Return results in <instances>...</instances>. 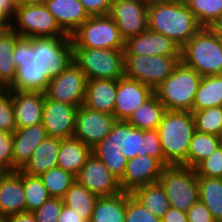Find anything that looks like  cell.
<instances>
[{
    "instance_id": "obj_43",
    "label": "cell",
    "mask_w": 222,
    "mask_h": 222,
    "mask_svg": "<svg viewBox=\"0 0 222 222\" xmlns=\"http://www.w3.org/2000/svg\"><path fill=\"white\" fill-rule=\"evenodd\" d=\"M63 205L62 198L50 197L38 209L33 211L36 222H58Z\"/></svg>"
},
{
    "instance_id": "obj_2",
    "label": "cell",
    "mask_w": 222,
    "mask_h": 222,
    "mask_svg": "<svg viewBox=\"0 0 222 222\" xmlns=\"http://www.w3.org/2000/svg\"><path fill=\"white\" fill-rule=\"evenodd\" d=\"M157 131L164 160L169 165L187 166V153L196 131L193 113L166 110Z\"/></svg>"
},
{
    "instance_id": "obj_7",
    "label": "cell",
    "mask_w": 222,
    "mask_h": 222,
    "mask_svg": "<svg viewBox=\"0 0 222 222\" xmlns=\"http://www.w3.org/2000/svg\"><path fill=\"white\" fill-rule=\"evenodd\" d=\"M170 206L187 212L199 201V187L195 168L184 165L165 166L159 178Z\"/></svg>"
},
{
    "instance_id": "obj_55",
    "label": "cell",
    "mask_w": 222,
    "mask_h": 222,
    "mask_svg": "<svg viewBox=\"0 0 222 222\" xmlns=\"http://www.w3.org/2000/svg\"><path fill=\"white\" fill-rule=\"evenodd\" d=\"M215 34H222V14L209 27Z\"/></svg>"
},
{
    "instance_id": "obj_51",
    "label": "cell",
    "mask_w": 222,
    "mask_h": 222,
    "mask_svg": "<svg viewBox=\"0 0 222 222\" xmlns=\"http://www.w3.org/2000/svg\"><path fill=\"white\" fill-rule=\"evenodd\" d=\"M58 222H88L82 218L75 210L63 205L62 211L59 215Z\"/></svg>"
},
{
    "instance_id": "obj_39",
    "label": "cell",
    "mask_w": 222,
    "mask_h": 222,
    "mask_svg": "<svg viewBox=\"0 0 222 222\" xmlns=\"http://www.w3.org/2000/svg\"><path fill=\"white\" fill-rule=\"evenodd\" d=\"M196 131L219 136L222 126V106L192 111Z\"/></svg>"
},
{
    "instance_id": "obj_24",
    "label": "cell",
    "mask_w": 222,
    "mask_h": 222,
    "mask_svg": "<svg viewBox=\"0 0 222 222\" xmlns=\"http://www.w3.org/2000/svg\"><path fill=\"white\" fill-rule=\"evenodd\" d=\"M116 92L117 80H87L84 106L94 111L113 115Z\"/></svg>"
},
{
    "instance_id": "obj_30",
    "label": "cell",
    "mask_w": 222,
    "mask_h": 222,
    "mask_svg": "<svg viewBox=\"0 0 222 222\" xmlns=\"http://www.w3.org/2000/svg\"><path fill=\"white\" fill-rule=\"evenodd\" d=\"M131 195L153 215L162 218L169 210L170 201L161 183L155 182L134 190Z\"/></svg>"
},
{
    "instance_id": "obj_16",
    "label": "cell",
    "mask_w": 222,
    "mask_h": 222,
    "mask_svg": "<svg viewBox=\"0 0 222 222\" xmlns=\"http://www.w3.org/2000/svg\"><path fill=\"white\" fill-rule=\"evenodd\" d=\"M78 107L51 100L45 95L42 124L47 135L61 139L74 135Z\"/></svg>"
},
{
    "instance_id": "obj_22",
    "label": "cell",
    "mask_w": 222,
    "mask_h": 222,
    "mask_svg": "<svg viewBox=\"0 0 222 222\" xmlns=\"http://www.w3.org/2000/svg\"><path fill=\"white\" fill-rule=\"evenodd\" d=\"M46 137L48 135L42 123L16 129L13 132L12 171L22 170Z\"/></svg>"
},
{
    "instance_id": "obj_53",
    "label": "cell",
    "mask_w": 222,
    "mask_h": 222,
    "mask_svg": "<svg viewBox=\"0 0 222 222\" xmlns=\"http://www.w3.org/2000/svg\"><path fill=\"white\" fill-rule=\"evenodd\" d=\"M17 0H0V10L4 11L11 19L14 16Z\"/></svg>"
},
{
    "instance_id": "obj_9",
    "label": "cell",
    "mask_w": 222,
    "mask_h": 222,
    "mask_svg": "<svg viewBox=\"0 0 222 222\" xmlns=\"http://www.w3.org/2000/svg\"><path fill=\"white\" fill-rule=\"evenodd\" d=\"M35 63L50 80L58 76L74 61L71 35L67 37H33Z\"/></svg>"
},
{
    "instance_id": "obj_14",
    "label": "cell",
    "mask_w": 222,
    "mask_h": 222,
    "mask_svg": "<svg viewBox=\"0 0 222 222\" xmlns=\"http://www.w3.org/2000/svg\"><path fill=\"white\" fill-rule=\"evenodd\" d=\"M115 122L114 115L81 105L77 110L73 137L92 149L111 132Z\"/></svg>"
},
{
    "instance_id": "obj_41",
    "label": "cell",
    "mask_w": 222,
    "mask_h": 222,
    "mask_svg": "<svg viewBox=\"0 0 222 222\" xmlns=\"http://www.w3.org/2000/svg\"><path fill=\"white\" fill-rule=\"evenodd\" d=\"M197 176L209 178L222 177V145L219 146L206 159L202 160L196 167Z\"/></svg>"
},
{
    "instance_id": "obj_31",
    "label": "cell",
    "mask_w": 222,
    "mask_h": 222,
    "mask_svg": "<svg viewBox=\"0 0 222 222\" xmlns=\"http://www.w3.org/2000/svg\"><path fill=\"white\" fill-rule=\"evenodd\" d=\"M222 106V74L202 77L192 111Z\"/></svg>"
},
{
    "instance_id": "obj_20",
    "label": "cell",
    "mask_w": 222,
    "mask_h": 222,
    "mask_svg": "<svg viewBox=\"0 0 222 222\" xmlns=\"http://www.w3.org/2000/svg\"><path fill=\"white\" fill-rule=\"evenodd\" d=\"M45 93L12 90V104L17 129L42 123Z\"/></svg>"
},
{
    "instance_id": "obj_46",
    "label": "cell",
    "mask_w": 222,
    "mask_h": 222,
    "mask_svg": "<svg viewBox=\"0 0 222 222\" xmlns=\"http://www.w3.org/2000/svg\"><path fill=\"white\" fill-rule=\"evenodd\" d=\"M16 71L14 53L7 57H0V88H8L13 83Z\"/></svg>"
},
{
    "instance_id": "obj_19",
    "label": "cell",
    "mask_w": 222,
    "mask_h": 222,
    "mask_svg": "<svg viewBox=\"0 0 222 222\" xmlns=\"http://www.w3.org/2000/svg\"><path fill=\"white\" fill-rule=\"evenodd\" d=\"M180 49L170 38L147 29L125 40L124 55L180 56Z\"/></svg>"
},
{
    "instance_id": "obj_33",
    "label": "cell",
    "mask_w": 222,
    "mask_h": 222,
    "mask_svg": "<svg viewBox=\"0 0 222 222\" xmlns=\"http://www.w3.org/2000/svg\"><path fill=\"white\" fill-rule=\"evenodd\" d=\"M165 111L164 105L154 94L134 111L128 122L141 130L157 129Z\"/></svg>"
},
{
    "instance_id": "obj_28",
    "label": "cell",
    "mask_w": 222,
    "mask_h": 222,
    "mask_svg": "<svg viewBox=\"0 0 222 222\" xmlns=\"http://www.w3.org/2000/svg\"><path fill=\"white\" fill-rule=\"evenodd\" d=\"M127 192L99 197L90 222H125Z\"/></svg>"
},
{
    "instance_id": "obj_8",
    "label": "cell",
    "mask_w": 222,
    "mask_h": 222,
    "mask_svg": "<svg viewBox=\"0 0 222 222\" xmlns=\"http://www.w3.org/2000/svg\"><path fill=\"white\" fill-rule=\"evenodd\" d=\"M12 29L21 37H67L45 4H17Z\"/></svg>"
},
{
    "instance_id": "obj_36",
    "label": "cell",
    "mask_w": 222,
    "mask_h": 222,
    "mask_svg": "<svg viewBox=\"0 0 222 222\" xmlns=\"http://www.w3.org/2000/svg\"><path fill=\"white\" fill-rule=\"evenodd\" d=\"M25 190L26 212L38 209L51 196L39 176H31L21 170Z\"/></svg>"
},
{
    "instance_id": "obj_48",
    "label": "cell",
    "mask_w": 222,
    "mask_h": 222,
    "mask_svg": "<svg viewBox=\"0 0 222 222\" xmlns=\"http://www.w3.org/2000/svg\"><path fill=\"white\" fill-rule=\"evenodd\" d=\"M21 36L10 29L0 33V57H7L14 53L15 45Z\"/></svg>"
},
{
    "instance_id": "obj_27",
    "label": "cell",
    "mask_w": 222,
    "mask_h": 222,
    "mask_svg": "<svg viewBox=\"0 0 222 222\" xmlns=\"http://www.w3.org/2000/svg\"><path fill=\"white\" fill-rule=\"evenodd\" d=\"M91 154L92 149L81 140L74 137L62 139L57 157V167L76 177Z\"/></svg>"
},
{
    "instance_id": "obj_52",
    "label": "cell",
    "mask_w": 222,
    "mask_h": 222,
    "mask_svg": "<svg viewBox=\"0 0 222 222\" xmlns=\"http://www.w3.org/2000/svg\"><path fill=\"white\" fill-rule=\"evenodd\" d=\"M9 222H36L33 212H21L8 217Z\"/></svg>"
},
{
    "instance_id": "obj_60",
    "label": "cell",
    "mask_w": 222,
    "mask_h": 222,
    "mask_svg": "<svg viewBox=\"0 0 222 222\" xmlns=\"http://www.w3.org/2000/svg\"><path fill=\"white\" fill-rule=\"evenodd\" d=\"M169 1H180V2H185L186 0H169Z\"/></svg>"
},
{
    "instance_id": "obj_29",
    "label": "cell",
    "mask_w": 222,
    "mask_h": 222,
    "mask_svg": "<svg viewBox=\"0 0 222 222\" xmlns=\"http://www.w3.org/2000/svg\"><path fill=\"white\" fill-rule=\"evenodd\" d=\"M49 79L45 76L35 61L30 60L24 66L17 68L13 83L8 87L11 90L33 91L45 93Z\"/></svg>"
},
{
    "instance_id": "obj_38",
    "label": "cell",
    "mask_w": 222,
    "mask_h": 222,
    "mask_svg": "<svg viewBox=\"0 0 222 222\" xmlns=\"http://www.w3.org/2000/svg\"><path fill=\"white\" fill-rule=\"evenodd\" d=\"M185 3L202 27H210L222 14V0H186Z\"/></svg>"
},
{
    "instance_id": "obj_57",
    "label": "cell",
    "mask_w": 222,
    "mask_h": 222,
    "mask_svg": "<svg viewBox=\"0 0 222 222\" xmlns=\"http://www.w3.org/2000/svg\"><path fill=\"white\" fill-rule=\"evenodd\" d=\"M0 222H9L8 216H4V215L0 214Z\"/></svg>"
},
{
    "instance_id": "obj_17",
    "label": "cell",
    "mask_w": 222,
    "mask_h": 222,
    "mask_svg": "<svg viewBox=\"0 0 222 222\" xmlns=\"http://www.w3.org/2000/svg\"><path fill=\"white\" fill-rule=\"evenodd\" d=\"M154 95V89L137 80L122 77L117 80L113 115L118 121H128L134 111Z\"/></svg>"
},
{
    "instance_id": "obj_13",
    "label": "cell",
    "mask_w": 222,
    "mask_h": 222,
    "mask_svg": "<svg viewBox=\"0 0 222 222\" xmlns=\"http://www.w3.org/2000/svg\"><path fill=\"white\" fill-rule=\"evenodd\" d=\"M148 3L149 0H112L109 15L124 40L148 29Z\"/></svg>"
},
{
    "instance_id": "obj_49",
    "label": "cell",
    "mask_w": 222,
    "mask_h": 222,
    "mask_svg": "<svg viewBox=\"0 0 222 222\" xmlns=\"http://www.w3.org/2000/svg\"><path fill=\"white\" fill-rule=\"evenodd\" d=\"M89 16L109 14L112 0H79Z\"/></svg>"
},
{
    "instance_id": "obj_18",
    "label": "cell",
    "mask_w": 222,
    "mask_h": 222,
    "mask_svg": "<svg viewBox=\"0 0 222 222\" xmlns=\"http://www.w3.org/2000/svg\"><path fill=\"white\" fill-rule=\"evenodd\" d=\"M164 167L158 159L149 155L129 159L119 179L121 190L132 193L142 186L158 182Z\"/></svg>"
},
{
    "instance_id": "obj_35",
    "label": "cell",
    "mask_w": 222,
    "mask_h": 222,
    "mask_svg": "<svg viewBox=\"0 0 222 222\" xmlns=\"http://www.w3.org/2000/svg\"><path fill=\"white\" fill-rule=\"evenodd\" d=\"M221 145L219 136L195 131L187 153V166L195 168Z\"/></svg>"
},
{
    "instance_id": "obj_37",
    "label": "cell",
    "mask_w": 222,
    "mask_h": 222,
    "mask_svg": "<svg viewBox=\"0 0 222 222\" xmlns=\"http://www.w3.org/2000/svg\"><path fill=\"white\" fill-rule=\"evenodd\" d=\"M51 197L63 198L75 182V176L60 167H54L40 176Z\"/></svg>"
},
{
    "instance_id": "obj_3",
    "label": "cell",
    "mask_w": 222,
    "mask_h": 222,
    "mask_svg": "<svg viewBox=\"0 0 222 222\" xmlns=\"http://www.w3.org/2000/svg\"><path fill=\"white\" fill-rule=\"evenodd\" d=\"M181 62L202 77L222 74V45L209 27H202L180 49Z\"/></svg>"
},
{
    "instance_id": "obj_25",
    "label": "cell",
    "mask_w": 222,
    "mask_h": 222,
    "mask_svg": "<svg viewBox=\"0 0 222 222\" xmlns=\"http://www.w3.org/2000/svg\"><path fill=\"white\" fill-rule=\"evenodd\" d=\"M61 140L57 137H46L33 151L31 159L22 171L31 176H40L51 168L57 167Z\"/></svg>"
},
{
    "instance_id": "obj_34",
    "label": "cell",
    "mask_w": 222,
    "mask_h": 222,
    "mask_svg": "<svg viewBox=\"0 0 222 222\" xmlns=\"http://www.w3.org/2000/svg\"><path fill=\"white\" fill-rule=\"evenodd\" d=\"M199 201L210 210L216 222H222V180L197 176Z\"/></svg>"
},
{
    "instance_id": "obj_15",
    "label": "cell",
    "mask_w": 222,
    "mask_h": 222,
    "mask_svg": "<svg viewBox=\"0 0 222 222\" xmlns=\"http://www.w3.org/2000/svg\"><path fill=\"white\" fill-rule=\"evenodd\" d=\"M75 179L99 197L113 196L122 191L119 179L94 154L88 157Z\"/></svg>"
},
{
    "instance_id": "obj_21",
    "label": "cell",
    "mask_w": 222,
    "mask_h": 222,
    "mask_svg": "<svg viewBox=\"0 0 222 222\" xmlns=\"http://www.w3.org/2000/svg\"><path fill=\"white\" fill-rule=\"evenodd\" d=\"M26 212L25 190L21 170L0 174V214L12 216Z\"/></svg>"
},
{
    "instance_id": "obj_26",
    "label": "cell",
    "mask_w": 222,
    "mask_h": 222,
    "mask_svg": "<svg viewBox=\"0 0 222 222\" xmlns=\"http://www.w3.org/2000/svg\"><path fill=\"white\" fill-rule=\"evenodd\" d=\"M116 140V122L111 132L92 148V154L100 159L107 169L118 179L123 176L128 159L121 153Z\"/></svg>"
},
{
    "instance_id": "obj_40",
    "label": "cell",
    "mask_w": 222,
    "mask_h": 222,
    "mask_svg": "<svg viewBox=\"0 0 222 222\" xmlns=\"http://www.w3.org/2000/svg\"><path fill=\"white\" fill-rule=\"evenodd\" d=\"M16 129L12 90L0 88V131L13 133Z\"/></svg>"
},
{
    "instance_id": "obj_12",
    "label": "cell",
    "mask_w": 222,
    "mask_h": 222,
    "mask_svg": "<svg viewBox=\"0 0 222 222\" xmlns=\"http://www.w3.org/2000/svg\"><path fill=\"white\" fill-rule=\"evenodd\" d=\"M87 78L81 68L73 61L58 76L49 80L46 96L57 102L76 107L84 105Z\"/></svg>"
},
{
    "instance_id": "obj_6",
    "label": "cell",
    "mask_w": 222,
    "mask_h": 222,
    "mask_svg": "<svg viewBox=\"0 0 222 222\" xmlns=\"http://www.w3.org/2000/svg\"><path fill=\"white\" fill-rule=\"evenodd\" d=\"M74 62L85 73L87 80L114 79L125 76L124 50L73 48Z\"/></svg>"
},
{
    "instance_id": "obj_56",
    "label": "cell",
    "mask_w": 222,
    "mask_h": 222,
    "mask_svg": "<svg viewBox=\"0 0 222 222\" xmlns=\"http://www.w3.org/2000/svg\"><path fill=\"white\" fill-rule=\"evenodd\" d=\"M49 0H17V4L35 5L46 4Z\"/></svg>"
},
{
    "instance_id": "obj_32",
    "label": "cell",
    "mask_w": 222,
    "mask_h": 222,
    "mask_svg": "<svg viewBox=\"0 0 222 222\" xmlns=\"http://www.w3.org/2000/svg\"><path fill=\"white\" fill-rule=\"evenodd\" d=\"M98 198L99 196L75 180L62 199L65 206L75 210L82 218L90 222Z\"/></svg>"
},
{
    "instance_id": "obj_47",
    "label": "cell",
    "mask_w": 222,
    "mask_h": 222,
    "mask_svg": "<svg viewBox=\"0 0 222 222\" xmlns=\"http://www.w3.org/2000/svg\"><path fill=\"white\" fill-rule=\"evenodd\" d=\"M188 222H216L210 210L201 201L194 203L187 211Z\"/></svg>"
},
{
    "instance_id": "obj_10",
    "label": "cell",
    "mask_w": 222,
    "mask_h": 222,
    "mask_svg": "<svg viewBox=\"0 0 222 222\" xmlns=\"http://www.w3.org/2000/svg\"><path fill=\"white\" fill-rule=\"evenodd\" d=\"M116 140L121 146V153L129 160L136 156L149 155L158 159L164 166V153L157 129L141 130L128 121L116 120Z\"/></svg>"
},
{
    "instance_id": "obj_1",
    "label": "cell",
    "mask_w": 222,
    "mask_h": 222,
    "mask_svg": "<svg viewBox=\"0 0 222 222\" xmlns=\"http://www.w3.org/2000/svg\"><path fill=\"white\" fill-rule=\"evenodd\" d=\"M148 29L170 38L180 48L201 28L185 2L149 0Z\"/></svg>"
},
{
    "instance_id": "obj_23",
    "label": "cell",
    "mask_w": 222,
    "mask_h": 222,
    "mask_svg": "<svg viewBox=\"0 0 222 222\" xmlns=\"http://www.w3.org/2000/svg\"><path fill=\"white\" fill-rule=\"evenodd\" d=\"M45 5L60 28L68 35L90 17L79 0H49Z\"/></svg>"
},
{
    "instance_id": "obj_45",
    "label": "cell",
    "mask_w": 222,
    "mask_h": 222,
    "mask_svg": "<svg viewBox=\"0 0 222 222\" xmlns=\"http://www.w3.org/2000/svg\"><path fill=\"white\" fill-rule=\"evenodd\" d=\"M33 38L21 37L14 50V60L16 67L24 66V63L34 59Z\"/></svg>"
},
{
    "instance_id": "obj_50",
    "label": "cell",
    "mask_w": 222,
    "mask_h": 222,
    "mask_svg": "<svg viewBox=\"0 0 222 222\" xmlns=\"http://www.w3.org/2000/svg\"><path fill=\"white\" fill-rule=\"evenodd\" d=\"M161 222H188L187 212L170 207L161 218Z\"/></svg>"
},
{
    "instance_id": "obj_4",
    "label": "cell",
    "mask_w": 222,
    "mask_h": 222,
    "mask_svg": "<svg viewBox=\"0 0 222 222\" xmlns=\"http://www.w3.org/2000/svg\"><path fill=\"white\" fill-rule=\"evenodd\" d=\"M202 76L181 61L173 72L154 89L168 111H191Z\"/></svg>"
},
{
    "instance_id": "obj_59",
    "label": "cell",
    "mask_w": 222,
    "mask_h": 222,
    "mask_svg": "<svg viewBox=\"0 0 222 222\" xmlns=\"http://www.w3.org/2000/svg\"><path fill=\"white\" fill-rule=\"evenodd\" d=\"M219 137L222 140V126H221V130H220V133H219Z\"/></svg>"
},
{
    "instance_id": "obj_54",
    "label": "cell",
    "mask_w": 222,
    "mask_h": 222,
    "mask_svg": "<svg viewBox=\"0 0 222 222\" xmlns=\"http://www.w3.org/2000/svg\"><path fill=\"white\" fill-rule=\"evenodd\" d=\"M12 29V19L2 10H0V33Z\"/></svg>"
},
{
    "instance_id": "obj_11",
    "label": "cell",
    "mask_w": 222,
    "mask_h": 222,
    "mask_svg": "<svg viewBox=\"0 0 222 222\" xmlns=\"http://www.w3.org/2000/svg\"><path fill=\"white\" fill-rule=\"evenodd\" d=\"M180 61V56L124 55L125 77L155 89Z\"/></svg>"
},
{
    "instance_id": "obj_5",
    "label": "cell",
    "mask_w": 222,
    "mask_h": 222,
    "mask_svg": "<svg viewBox=\"0 0 222 222\" xmlns=\"http://www.w3.org/2000/svg\"><path fill=\"white\" fill-rule=\"evenodd\" d=\"M73 48L124 50L125 40L109 14L90 16L71 34Z\"/></svg>"
},
{
    "instance_id": "obj_58",
    "label": "cell",
    "mask_w": 222,
    "mask_h": 222,
    "mask_svg": "<svg viewBox=\"0 0 222 222\" xmlns=\"http://www.w3.org/2000/svg\"><path fill=\"white\" fill-rule=\"evenodd\" d=\"M217 36H218V38H219V40L221 42V45H222V34H217Z\"/></svg>"
},
{
    "instance_id": "obj_42",
    "label": "cell",
    "mask_w": 222,
    "mask_h": 222,
    "mask_svg": "<svg viewBox=\"0 0 222 222\" xmlns=\"http://www.w3.org/2000/svg\"><path fill=\"white\" fill-rule=\"evenodd\" d=\"M125 222H161V218L148 212L131 193H128Z\"/></svg>"
},
{
    "instance_id": "obj_44",
    "label": "cell",
    "mask_w": 222,
    "mask_h": 222,
    "mask_svg": "<svg viewBox=\"0 0 222 222\" xmlns=\"http://www.w3.org/2000/svg\"><path fill=\"white\" fill-rule=\"evenodd\" d=\"M13 133L0 131V169L12 171Z\"/></svg>"
}]
</instances>
